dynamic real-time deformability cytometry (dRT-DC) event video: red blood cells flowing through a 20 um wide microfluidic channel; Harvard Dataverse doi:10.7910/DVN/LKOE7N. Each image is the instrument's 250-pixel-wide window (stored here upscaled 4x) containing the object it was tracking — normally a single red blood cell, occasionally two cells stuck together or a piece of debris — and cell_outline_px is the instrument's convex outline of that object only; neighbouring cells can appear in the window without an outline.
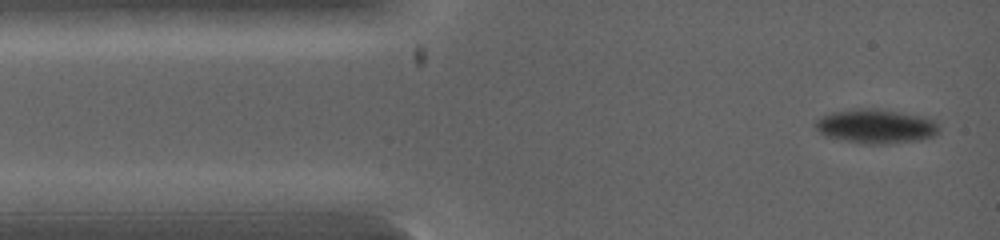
{"species": "common noctule bat (a hibernating species)", "species_latin": "Nyctalus noctula", "temperature_condition": "warm", "stored_images_in_passage": 5, "camera_frame_rate_fps": 5000, "um_per_image_px": 0.085, "animal": {"sex": "female", "body_mass_g": 19.0, "forearm_length_mm": 53.3}, "frame": {"image": 1, "passage_image": 1, "time_ms": 0.0, "image_size_px": [1000, 240], "cell_outline_px": [[940, 132], [936, 136], [920, 140], [888, 144], [864, 144], [824, 136], [816, 128], [816, 120], [820, 116], [828, 112], [856, 108], [876, 108], [924, 116], [936, 120]], "centroid_in_image_um": [74.48, 10.73], "position_along_channel_um": 10.5, "area_um2": 25.14}}
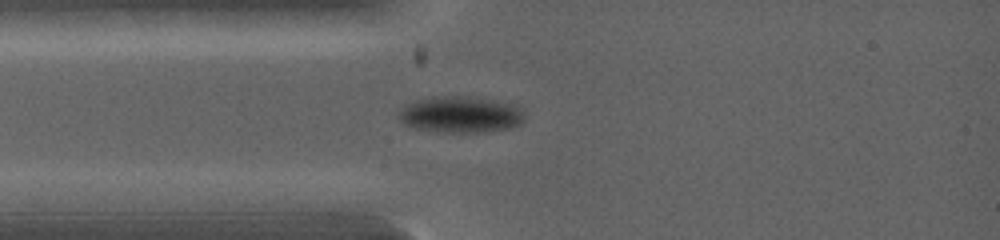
{"frame": {"image": 2, "passage_image": 5, "time_ms": 1.6, "image_size_px": [1000, 240], "cell_outline_px": [[524, 120], [520, 124], [512, 128], [476, 132], [444, 132], [416, 128], [404, 124], [396, 116], [404, 104], [416, 100], [432, 96], [476, 96], [520, 104], [524, 116]], "centroid_in_image_um": [39.18, 9.7], "position_along_channel_um": 45.8, "area_um2": 27.28}}